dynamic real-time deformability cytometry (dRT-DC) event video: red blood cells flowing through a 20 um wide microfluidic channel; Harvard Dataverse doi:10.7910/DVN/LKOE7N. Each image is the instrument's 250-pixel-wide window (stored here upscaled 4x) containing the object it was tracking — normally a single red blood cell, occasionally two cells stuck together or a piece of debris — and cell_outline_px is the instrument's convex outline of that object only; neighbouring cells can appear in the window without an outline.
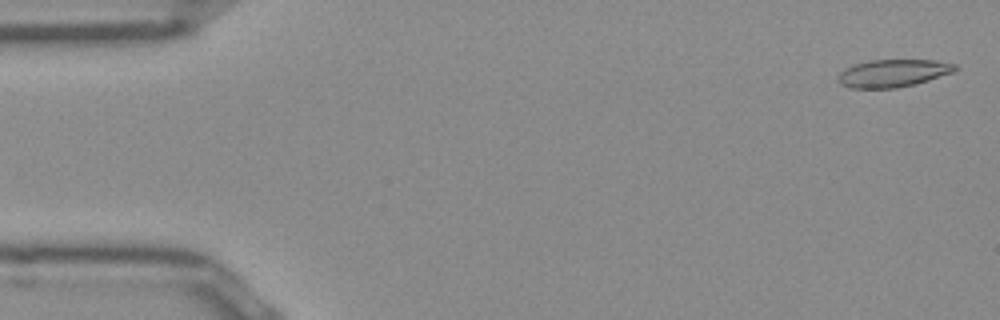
{"species": "Egyptian fruit bat (a non-hibernating species)", "species_latin": "Rousettus aegyptiacus", "temperature_condition": "room temperature", "stored_images_in_passage": 14, "camera_frame_rate_fps": 3000, "um_per_image_px": 0.085, "frame": {"image": 1, "passage_image": 2, "time_ms": 0.333, "image_size_px": [1000, 320], "cell_outline_px": [[960, 68], [952, 72], [916, 84], [896, 88], [852, 88], [840, 84], [836, 80], [836, 76], [844, 68], [868, 60], [936, 60], [956, 64]], "centroid_in_image_um": [75.88, 6.22], "position_along_channel_um": 9.1, "area_um2": 18.96}}